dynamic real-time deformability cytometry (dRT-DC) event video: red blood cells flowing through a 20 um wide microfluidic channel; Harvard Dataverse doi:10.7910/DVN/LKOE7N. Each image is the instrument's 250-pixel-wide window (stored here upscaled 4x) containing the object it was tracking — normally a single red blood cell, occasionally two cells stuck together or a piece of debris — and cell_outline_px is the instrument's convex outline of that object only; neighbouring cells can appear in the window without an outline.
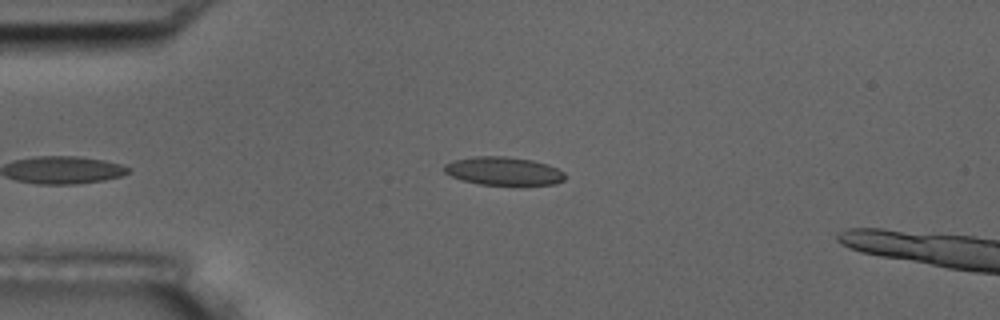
{"species": "common noctule bat (a hibernating species)", "species_latin": "Nyctalus noctula", "temperature_condition": "room temperature", "stored_images_in_passage": 2, "camera_frame_rate_fps": 3000, "um_per_image_px": 0.085, "animal": {"sex": "male", "body_mass_g": 17.5, "forearm_length_mm": 52.3}, "frame": {"image": 1, "passage_image": 2, "time_ms": 0.333, "image_size_px": [1000, 320], "cell_outline_px": [[564, 180], [556, 184], [520, 188], [480, 184], [460, 180], [444, 172], [444, 164], [452, 160], [472, 156], [508, 156], [532, 160], [548, 164], [564, 172]], "centroid_in_image_um": [42.83, 14.58], "position_along_channel_um": 42.2, "area_um2": 20.98}}